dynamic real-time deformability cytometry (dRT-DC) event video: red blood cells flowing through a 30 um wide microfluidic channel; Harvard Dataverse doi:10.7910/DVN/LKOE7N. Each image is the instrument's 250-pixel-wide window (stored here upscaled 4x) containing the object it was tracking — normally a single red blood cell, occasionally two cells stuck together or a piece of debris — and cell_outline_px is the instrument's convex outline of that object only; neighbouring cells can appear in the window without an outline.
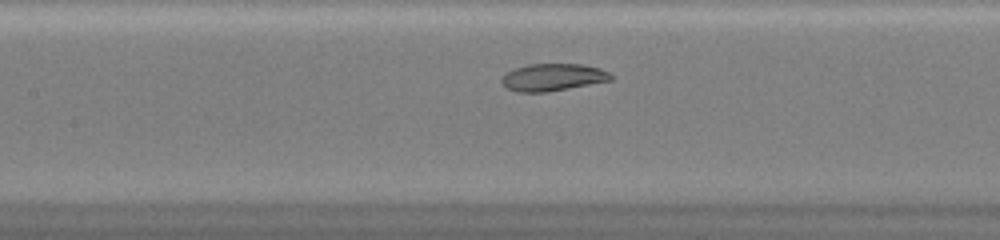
{"species": "common noctule bat (a hibernating species)", "species_latin": "Nyctalus noctula", "temperature_condition": "warm", "stored_images_in_passage": 29, "camera_frame_rate_fps": 3000, "um_per_image_px": 0.085, "animal": {"sex": "female", "body_mass_g": 20.0, "forearm_length_mm": 54.0}, "frame": {"image": 1, "passage_image": 11, "time_ms": 3.333, "image_size_px": [1000, 240], "cell_outline_px": [[612, 80], [568, 88], [544, 92], [516, 92], [508, 88], [500, 80], [508, 72], [516, 68], [528, 64], [584, 64], [600, 68], [608, 72], [612, 76]], "centroid_in_image_um": [47.01, 6.56], "position_along_channel_um": 160.4, "area_um2": 17.11}}
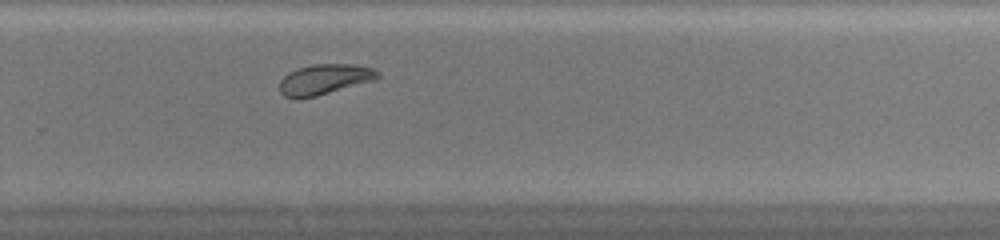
{"frame": {"image": 2, "passage_image": 21, "time_ms": 6.667, "image_size_px": [1000, 240], "cell_outline_px": [[380, 76], [376, 80], [316, 96], [284, 96], [280, 92], [280, 80], [288, 72], [296, 68], [312, 64], [352, 64], [372, 68], [380, 72]], "centroid_in_image_um": [27.62, 6.71], "position_along_channel_um": 302.2, "area_um2": 17.17}}
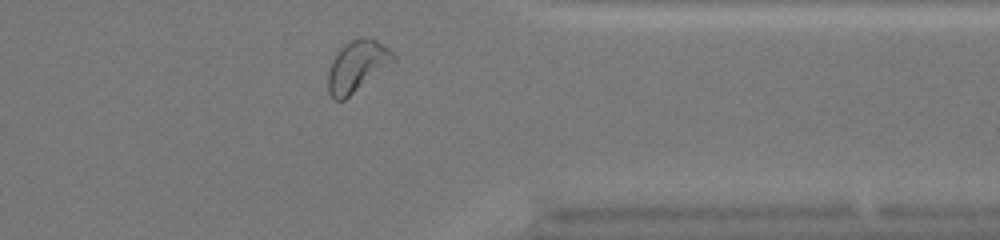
{"frame": {"image": 3, "passage_image": 27, "time_ms": 8.667, "image_size_px": [1000, 240], "cell_outline_px": [[396, 60], [344, 100], [336, 100], [328, 92], [328, 68], [336, 52], [344, 44], [360, 36], [364, 36], [376, 40], [388, 48], [396, 56]], "centroid_in_image_um": [30.34, 5.6], "position_along_channel_um": 381.1, "area_um2": 19.36}, "authors_computed_cell_mechanics": {"area_um2": 17.8024, "velocity_mm_per_s": 4.2627, "shape_relaxation_time_tau1_ms": 6.6785, "shape_relaxation_time_tau2_ms": 3.493, "deformation_change_tau1": 0.1717, "deformation_change_tau2": 0.0703}}